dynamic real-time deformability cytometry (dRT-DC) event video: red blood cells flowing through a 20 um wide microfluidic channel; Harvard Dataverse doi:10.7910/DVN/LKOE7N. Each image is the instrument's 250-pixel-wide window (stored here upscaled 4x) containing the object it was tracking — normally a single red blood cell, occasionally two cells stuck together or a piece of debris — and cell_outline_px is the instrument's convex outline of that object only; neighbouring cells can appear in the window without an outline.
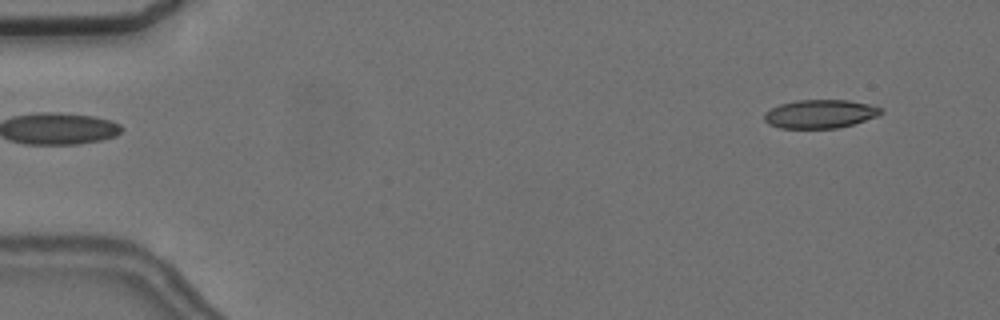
{"species": "common noctule bat (a hibernating species)", "species_latin": "Nyctalus noctula", "temperature_condition": "cold", "stored_images_in_passage": 5, "camera_frame_rate_fps": 3000, "um_per_image_px": 0.085, "animal": {"sex": "female", "body_mass_g": 24.6, "forearm_length_mm": 56.2}, "frame": {"image": 1, "passage_image": 5, "time_ms": 6.0, "image_size_px": [1000, 320], "cell_outline_px": [[884, 112], [876, 116], [852, 124], [836, 128], [780, 128], [768, 124], [764, 120], [764, 112], [780, 104], [796, 100], [848, 100], [868, 104], [884, 108]], "centroid_in_image_um": [69.69, 9.68], "position_along_channel_um": 15.3, "area_um2": 19.36}}